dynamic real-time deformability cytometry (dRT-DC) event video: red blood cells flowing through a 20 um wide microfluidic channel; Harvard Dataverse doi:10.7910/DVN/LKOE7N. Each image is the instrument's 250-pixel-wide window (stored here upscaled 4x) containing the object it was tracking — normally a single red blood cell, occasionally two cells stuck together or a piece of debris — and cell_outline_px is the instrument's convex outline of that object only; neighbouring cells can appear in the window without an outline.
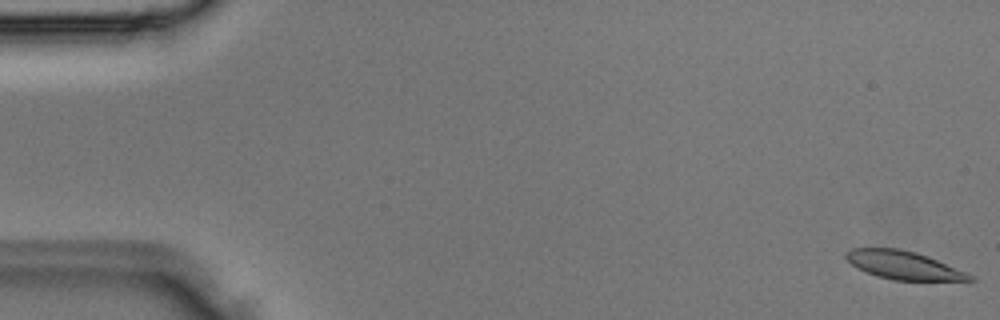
{"species": "Egyptian fruit bat (a non-hibernating species)", "species_latin": "Rousettus aegyptiacus", "temperature_condition": "room temperature", "stored_images_in_passage": 4, "camera_frame_rate_fps": 3000, "um_per_image_px": 0.085, "animal": {"sex": "male"}, "frame": {"image": 1, "passage_image": 1, "time_ms": 0.0, "image_size_px": [1000, 320], "cell_outline_px": [[976, 280], [892, 280], [868, 272], [852, 264], [844, 256], [844, 252], [852, 248], [900, 248], [916, 252], [928, 256], [976, 276]], "centroid_in_image_um": [76.83, 22.52], "position_along_channel_um": 8.2, "area_um2": 20.17}}